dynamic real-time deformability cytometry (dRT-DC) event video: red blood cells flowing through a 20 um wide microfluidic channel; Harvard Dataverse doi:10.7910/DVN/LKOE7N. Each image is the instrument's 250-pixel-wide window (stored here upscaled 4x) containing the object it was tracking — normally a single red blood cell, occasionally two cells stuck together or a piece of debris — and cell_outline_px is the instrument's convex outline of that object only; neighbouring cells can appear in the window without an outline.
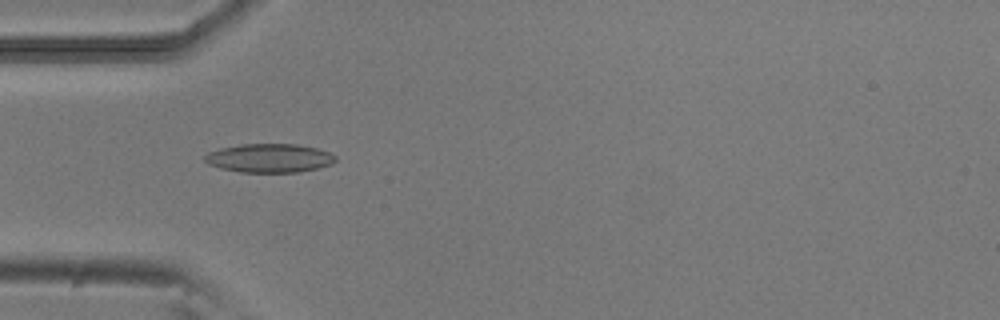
{"species": "common noctule bat (a hibernating species)", "species_latin": "Nyctalus noctula", "temperature_condition": "room temperature", "stored_images_in_passage": 39, "camera_frame_rate_fps": 3000, "um_per_image_px": 0.085, "animal": {"sex": "male", "body_mass_g": 20.5, "forearm_length_mm": 52.5}, "frame": {"image": 1, "passage_image": 3, "time_ms": 0.667, "image_size_px": [1000, 320], "cell_outline_px": [[336, 160], [332, 164], [300, 172], [240, 172], [220, 168], [208, 164], [204, 160], [204, 156], [208, 152], [220, 148], [240, 144], [296, 144], [316, 148], [328, 152], [336, 156]], "centroid_in_image_um": [22.87, 13.44], "position_along_channel_um": 62.1, "area_um2": 21.91}}
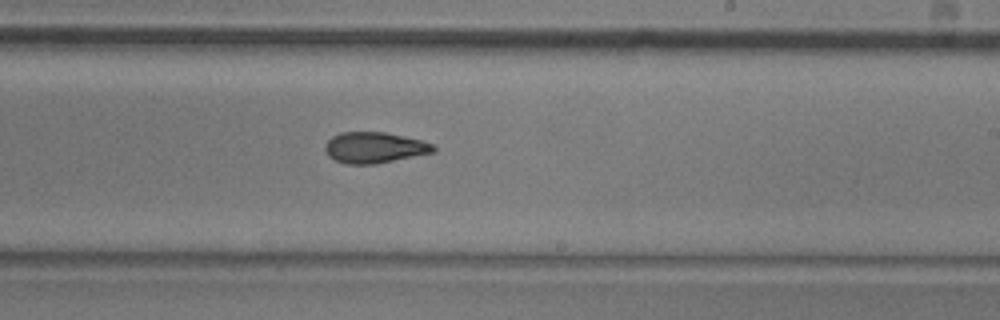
{"frame": {"image": 2, "passage_image": 18, "time_ms": 5.667, "image_size_px": [1000, 320], "cell_outline_px": [[436, 152], [376, 164], [344, 164], [328, 156], [324, 148], [324, 144], [332, 136], [340, 132], [384, 132], [420, 140], [432, 144], [436, 148]], "centroid_in_image_um": [31.8, 12.55], "position_along_channel_um": 257.2, "area_um2": 19.59}}
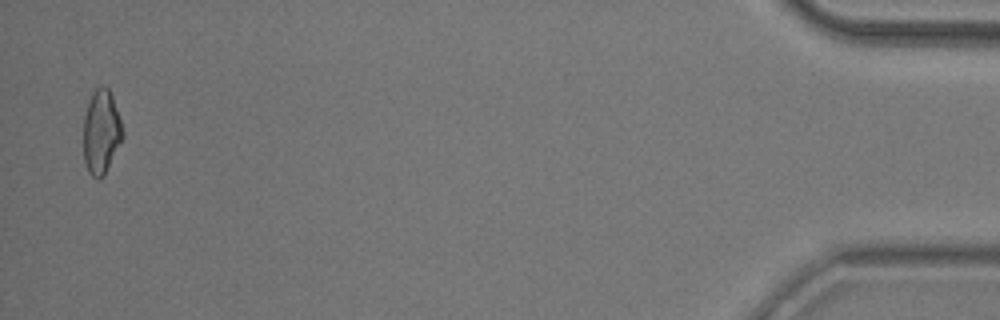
{"frame": {"image": 3, "passage_image": 38, "time_ms": 12.333, "image_size_px": [1000, 320], "cell_outline_px": [[124, 136], [104, 176], [92, 176], [88, 172], [84, 160], [84, 116], [92, 92], [100, 84], [104, 84], [108, 88], [112, 96], [124, 132]], "centroid_in_image_um": [8.61, 11.18], "position_along_channel_um": 426.6, "area_um2": 19.07}, "authors_computed_cell_mechanics": {"area_um2": 19.5364, "velocity_mm_per_s": 3.9084, "shape_relaxation_time_tau1_ms": 10.2172, "shape_relaxation_time_tau2_ms": 3.8522, "deformation_change_tau1": 0.2093, "deformation_change_tau2": 0.1145}}